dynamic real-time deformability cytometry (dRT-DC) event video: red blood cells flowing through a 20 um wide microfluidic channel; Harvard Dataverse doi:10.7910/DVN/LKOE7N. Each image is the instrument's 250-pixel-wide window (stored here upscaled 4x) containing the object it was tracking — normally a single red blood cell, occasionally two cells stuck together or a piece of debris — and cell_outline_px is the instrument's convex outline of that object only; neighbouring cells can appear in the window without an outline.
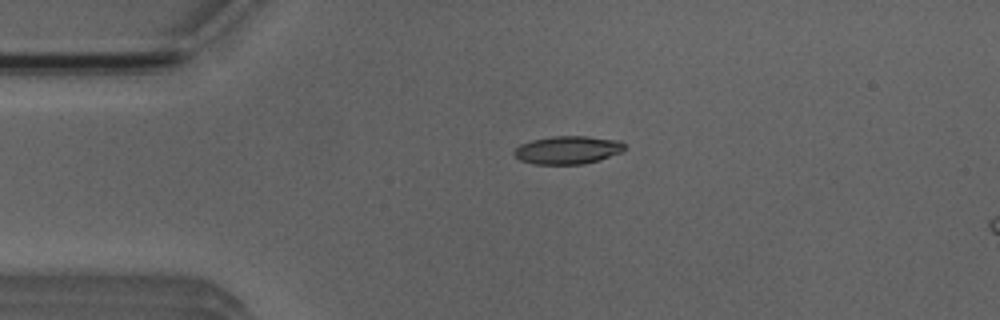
{"species": "Egyptian fruit bat (a non-hibernating species)", "species_latin": "Rousettus aegyptiacus", "temperature_condition": "room temperature", "stored_images_in_passage": 3, "camera_frame_rate_fps": 3000, "um_per_image_px": 0.085, "animal": {"sex": "male"}, "frame": {"image": 1, "passage_image": 1, "time_ms": 0.0, "image_size_px": [1000, 320], "cell_outline_px": [[624, 152], [600, 160], [584, 164], [532, 164], [520, 160], [512, 152], [520, 144], [532, 140], [552, 136], [588, 136], [620, 140], [624, 144]], "centroid_in_image_um": [48.28, 12.75], "position_along_channel_um": 36.7, "area_um2": 18.26}}